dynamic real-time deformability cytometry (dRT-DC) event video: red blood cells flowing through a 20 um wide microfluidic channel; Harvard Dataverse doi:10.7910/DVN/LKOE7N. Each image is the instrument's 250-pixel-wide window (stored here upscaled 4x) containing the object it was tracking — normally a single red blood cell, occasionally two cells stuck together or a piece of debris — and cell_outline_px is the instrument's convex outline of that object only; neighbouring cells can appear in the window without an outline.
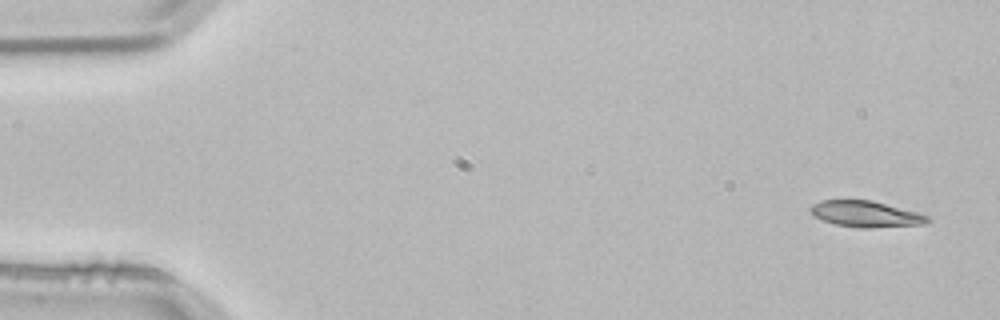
{"species": "common noctule bat (a hibernating species)", "species_latin": "Nyctalus noctula", "temperature_condition": "room temperature", "stored_images_in_passage": 3, "camera_frame_rate_fps": 3000, "um_per_image_px": 0.085, "animal": {"sex": "male", "body_mass_g": 21.5, "forearm_length_mm": 52.0}, "frame": {"image": 1, "passage_image": 1, "time_ms": 0.0, "image_size_px": [1000, 320], "cell_outline_px": [[932, 220], [924, 224], [872, 228], [860, 228], [836, 224], [824, 220], [816, 216], [812, 212], [812, 204], [820, 200], [872, 200], [920, 212], [928, 216]], "centroid_in_image_um": [73.68, 18.19], "position_along_channel_um": 11.3, "area_um2": 17.8}}